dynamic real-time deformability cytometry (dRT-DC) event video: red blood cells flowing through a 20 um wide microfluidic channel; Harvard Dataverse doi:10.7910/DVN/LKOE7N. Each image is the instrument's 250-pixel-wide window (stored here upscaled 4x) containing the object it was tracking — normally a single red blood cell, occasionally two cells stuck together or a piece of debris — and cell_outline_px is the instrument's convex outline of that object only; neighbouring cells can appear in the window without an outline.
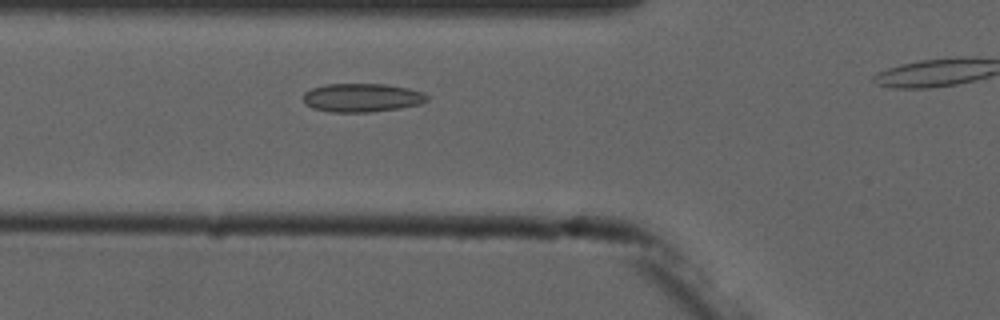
{"species": "common noctule bat (a hibernating species)", "species_latin": "Nyctalus noctula", "temperature_condition": "cold", "stored_images_in_passage": 7, "camera_frame_rate_fps": 3000, "um_per_image_px": 0.085, "animal": {"sex": "male", "forearm_length_mm": 52.5}, "frame": {"image": 1, "passage_image": 6, "time_ms": 7.0, "image_size_px": [1000, 320], "cell_outline_px": [[428, 100], [420, 104], [400, 108], [372, 112], [332, 112], [312, 108], [304, 104], [304, 92], [312, 88], [324, 84], [384, 84], [408, 88], [424, 92], [428, 96]], "centroid_in_image_um": [30.76, 8.3], "position_along_channel_um": 95.0, "area_um2": 20.75}}